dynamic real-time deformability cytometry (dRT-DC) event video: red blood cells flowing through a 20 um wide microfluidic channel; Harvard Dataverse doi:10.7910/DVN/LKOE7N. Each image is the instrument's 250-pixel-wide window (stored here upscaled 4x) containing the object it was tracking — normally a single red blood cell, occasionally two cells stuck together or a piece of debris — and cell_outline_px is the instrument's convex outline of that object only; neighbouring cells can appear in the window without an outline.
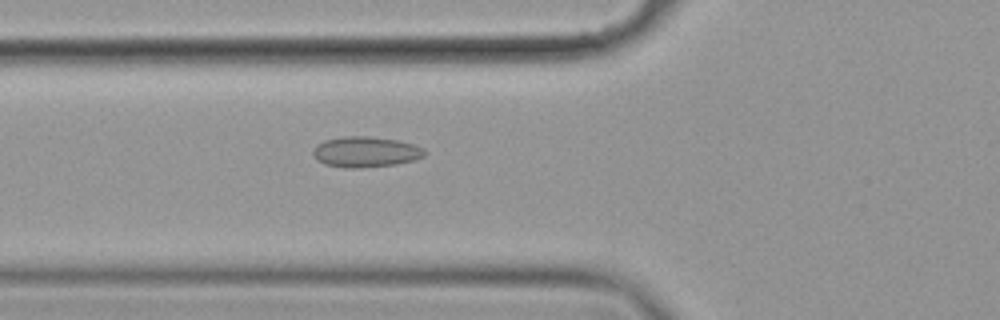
{"species": "common noctule bat (a hibernating species)", "species_latin": "Nyctalus noctula", "temperature_condition": "cold", "stored_images_in_passage": 58, "camera_frame_rate_fps": 3000, "um_per_image_px": 0.085, "animal": {"sex": "female", "body_mass_g": 19.9}, "frame": {"image": 1, "passage_image": 22, "time_ms": 7.0, "image_size_px": [1000, 320], "cell_outline_px": [[428, 152], [424, 156], [416, 160], [396, 164], [356, 168], [344, 168], [324, 164], [316, 160], [312, 152], [316, 144], [324, 140], [344, 136], [368, 136], [396, 140], [412, 144], [424, 148]], "centroid_in_image_um": [31.07, 12.91], "position_along_channel_um": 94.7, "area_um2": 20.06}}
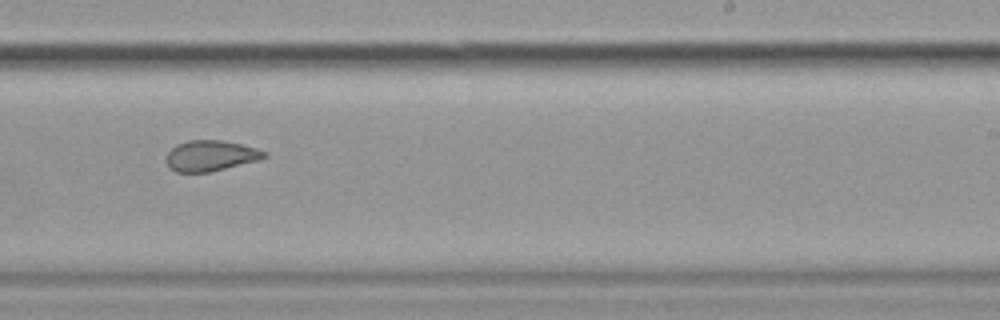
{"frame": {"image": 2, "passage_image": 37, "time_ms": 12.0, "image_size_px": [1000, 320], "cell_outline_px": [[268, 156], [260, 160], [208, 172], [176, 172], [168, 168], [164, 160], [164, 156], [176, 144], [188, 140], [220, 140], [240, 144], [256, 148], [268, 152]], "centroid_in_image_um": [17.87, 13.24], "position_along_channel_um": 271.1, "area_um2": 17.74}}
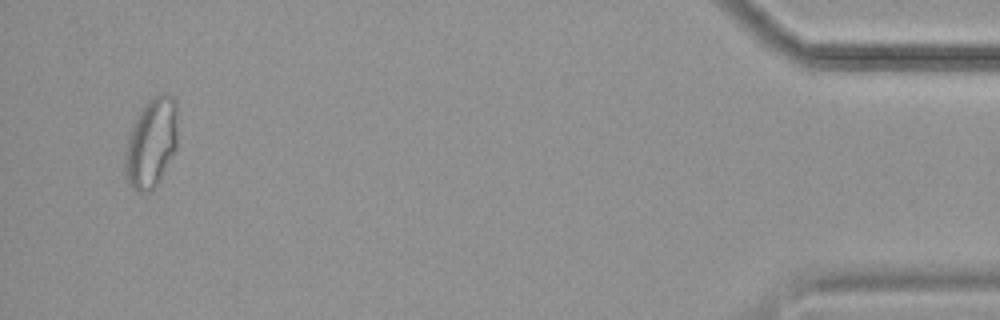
{"frame": {"image": 3, "passage_image": 56, "time_ms": 18.333, "image_size_px": [1000, 320], "cell_outline_px": [[176, 148], [160, 180], [152, 192], [136, 192], [128, 184], [124, 176], [124, 160], [128, 132], [144, 104], [152, 96], [160, 92], [168, 92], [176, 100]], "centroid_in_image_um": [12.83, 12.15], "position_along_channel_um": 422.4, "area_um2": 28.03}, "authors_computed_cell_mechanics": {"area_um2": 20.6924, "velocity_mm_per_s": 3.5311, "shape_relaxation_time_tau1_ms": null, "shape_relaxation_time_tau2_ms": 1.6146, "deformation_change_tau1": null, "deformation_change_tau2": 0.0622}}